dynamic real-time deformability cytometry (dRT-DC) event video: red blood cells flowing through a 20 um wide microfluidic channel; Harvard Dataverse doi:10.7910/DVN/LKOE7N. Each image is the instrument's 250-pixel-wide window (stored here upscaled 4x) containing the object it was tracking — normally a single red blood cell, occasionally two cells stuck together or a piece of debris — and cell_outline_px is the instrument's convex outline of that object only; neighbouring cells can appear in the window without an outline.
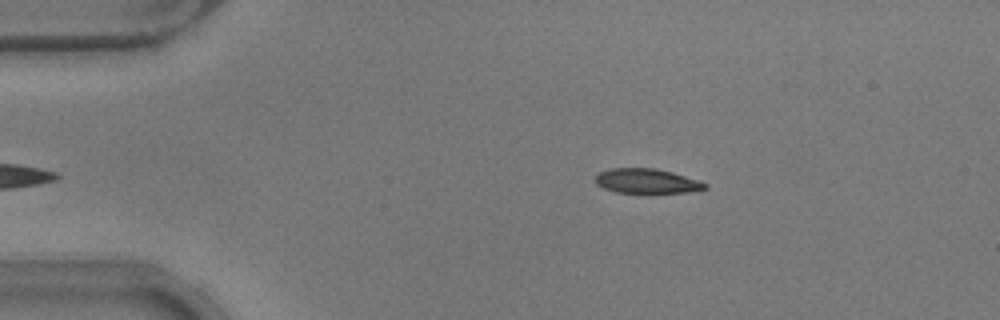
{"species": "common noctule bat (a hibernating species)", "species_latin": "Nyctalus noctula", "temperature_condition": "warm", "stored_images_in_passage": 38, "camera_frame_rate_fps": 3000, "um_per_image_px": 0.085, "animal": {"sex": "male", "body_mass_g": 17.9}, "frame": {"image": 1, "passage_image": 2, "time_ms": 0.333, "image_size_px": [1000, 320], "cell_outline_px": [[708, 188], [688, 192], [616, 192], [604, 188], [596, 184], [596, 176], [600, 172], [612, 168], [656, 168], [672, 172], [700, 180], [708, 184]], "centroid_in_image_um": [55.01, 15.38], "position_along_channel_um": 30.0, "area_um2": 15.61}}
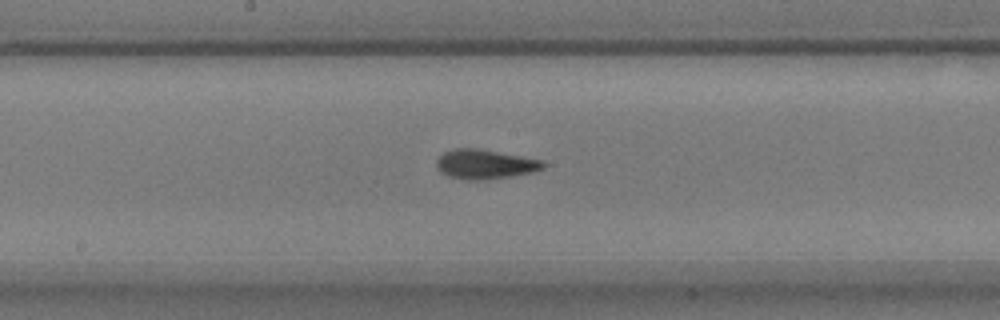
{"frame": {"image": 2, "passage_image": 20, "time_ms": 6.333, "image_size_px": [1000, 320], "cell_outline_px": [[548, 164], [544, 168], [532, 172], [484, 180], [468, 180], [448, 176], [440, 172], [436, 168], [436, 160], [444, 152], [456, 148], [476, 148], [544, 160]], "centroid_in_image_um": [41.22, 13.96], "position_along_channel_um": 207.0, "area_um2": 18.32}}
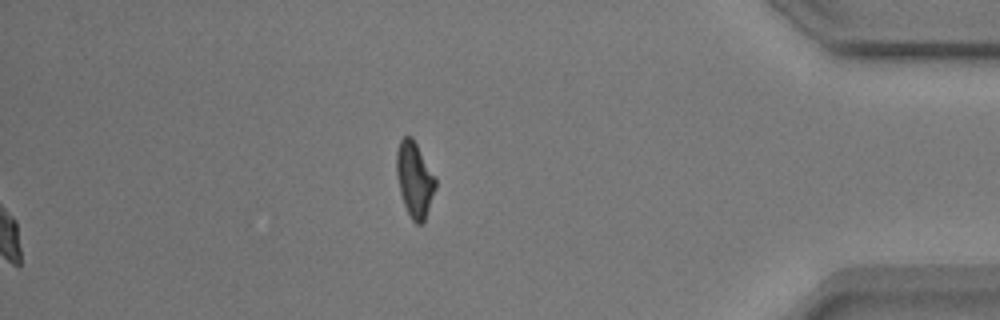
{"frame": {"image": 3, "passage_image": 38, "time_ms": 12.333, "image_size_px": [1000, 320], "cell_outline_px": [[436, 188], [424, 220], [420, 224], [416, 224], [412, 220], [404, 204], [400, 192], [396, 172], [396, 152], [400, 140], [404, 136], [412, 136], [436, 176]], "centroid_in_image_um": [35.24, 15.22], "position_along_channel_um": 400.0, "area_um2": 17.11}, "authors_computed_cell_mechanics": {"area_um2": 17.3978, "velocity_mm_per_s": 3.8257, "shape_relaxation_time_tau1_ms": 3.3992, "shape_relaxation_time_tau2_ms": 1.8964, "deformation_change_tau1": 0.2036, "deformation_change_tau2": 0.1038}}